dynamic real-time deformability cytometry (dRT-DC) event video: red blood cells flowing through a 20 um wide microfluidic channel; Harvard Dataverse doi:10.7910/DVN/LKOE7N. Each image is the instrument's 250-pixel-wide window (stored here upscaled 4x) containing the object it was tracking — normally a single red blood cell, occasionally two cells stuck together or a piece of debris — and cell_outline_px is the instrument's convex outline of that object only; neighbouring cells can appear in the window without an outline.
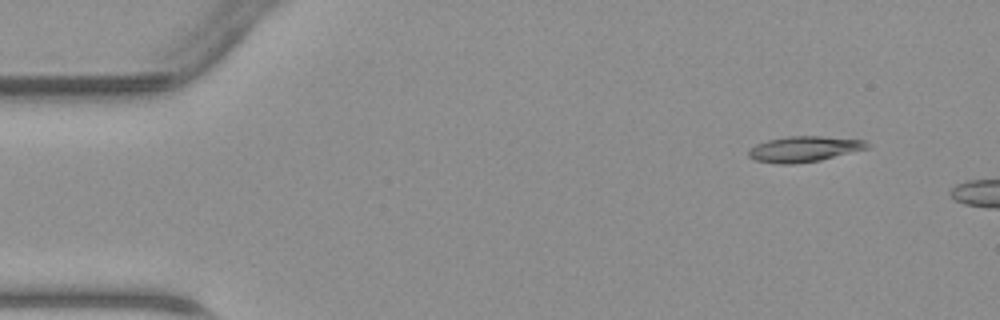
{"species": "common noctule bat (a hibernating species)", "species_latin": "Nyctalus noctula", "temperature_condition": "warm", "stored_images_in_passage": 4, "camera_frame_rate_fps": 3000, "um_per_image_px": 0.085, "animal": {"sex": "male", "body_mass_g": 23.1, "forearm_length_mm": 52.7}, "frame": {"image": 1, "passage_image": 1, "time_ms": 0.0, "image_size_px": [1000, 320], "cell_outline_px": [[868, 148], [820, 160], [792, 164], [780, 164], [756, 160], [748, 156], [748, 148], [756, 144], [768, 140], [788, 136], [820, 136], [864, 140], [868, 144]], "centroid_in_image_um": [68.3, 12.66], "position_along_channel_um": 16.7, "area_um2": 17.51}}